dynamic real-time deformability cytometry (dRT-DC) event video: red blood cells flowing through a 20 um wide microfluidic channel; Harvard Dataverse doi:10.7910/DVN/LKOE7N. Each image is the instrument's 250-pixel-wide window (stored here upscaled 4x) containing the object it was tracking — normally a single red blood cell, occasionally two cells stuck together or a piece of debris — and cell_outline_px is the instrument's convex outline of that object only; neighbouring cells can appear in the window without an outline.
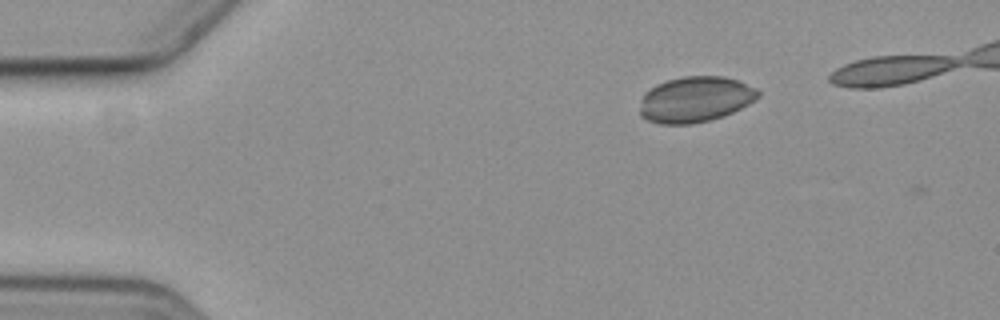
{"species": "common noctule bat (a hibernating species)", "species_latin": "Nyctalus noctula", "temperature_condition": "cold", "stored_images_in_passage": 4, "camera_frame_rate_fps": 3000, "um_per_image_px": 0.085, "animal": {"sex": "female", "body_mass_g": 19.3, "forearm_length_mm": 54.1}, "frame": {"image": 1, "passage_image": 1, "time_ms": 0.0, "image_size_px": [1000, 320], "cell_outline_px": [[760, 96], [756, 100], [724, 116], [692, 124], [660, 124], [648, 120], [640, 116], [640, 100], [644, 92], [656, 84], [668, 80], [684, 76], [724, 76], [740, 80], [756, 88], [760, 92]], "centroid_in_image_um": [59.1, 8.44], "position_along_channel_um": 25.9, "area_um2": 31.79}}